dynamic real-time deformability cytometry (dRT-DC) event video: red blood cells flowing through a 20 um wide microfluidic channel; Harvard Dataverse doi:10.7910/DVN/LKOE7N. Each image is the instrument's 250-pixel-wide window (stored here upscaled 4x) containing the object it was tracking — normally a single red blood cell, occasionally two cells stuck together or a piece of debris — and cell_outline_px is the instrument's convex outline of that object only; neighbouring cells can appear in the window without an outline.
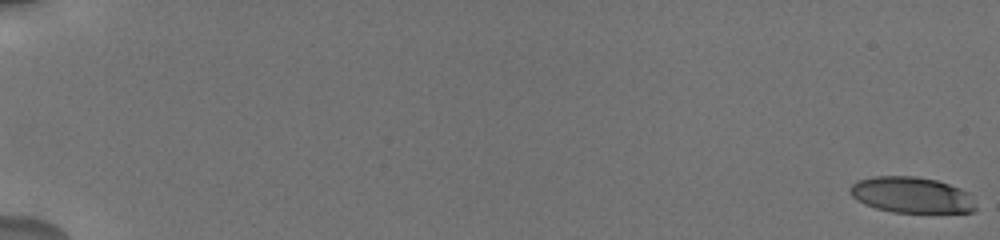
{"species": "human", "species_latin": "Homo sapiens", "temperature_condition": "cold", "stored_images_in_passage": 47, "camera_frame_rate_fps": 3000, "um_per_image_px": 0.085, "donor": {"sex": "male"}, "frame": {"image": 1, "passage_image": 1, "time_ms": 0.0, "image_size_px": [1000, 240], "cell_outline_px": [[976, 208], [972, 212], [892, 212], [876, 208], [864, 204], [856, 200], [848, 192], [848, 188], [856, 180], [872, 176], [916, 176], [936, 180], [960, 188], [968, 192], [976, 204]], "centroid_in_image_um": [77.44, 16.56], "position_along_channel_um": 7.6, "area_um2": 26.53}}
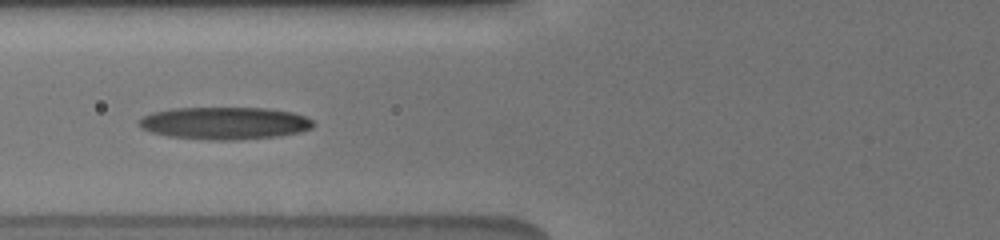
{"frame": {"image": 2, "passage_image": 21, "time_ms": 8.333, "image_size_px": [1000, 240], "cell_outline_px": [[316, 124], [312, 128], [300, 132], [280, 136], [240, 140], [212, 140], [168, 136], [152, 132], [140, 128], [140, 120], [144, 116], [152, 112], [172, 108], [268, 108], [292, 112], [304, 116], [312, 120]], "centroid_in_image_um": [19.13, 10.47], "position_along_channel_um": 106.7, "area_um2": 33.0}}
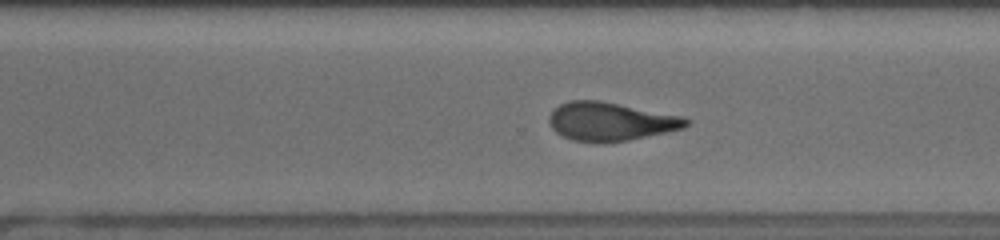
{"frame": {"image": 3, "passage_image": 33, "time_ms": 14.0, "image_size_px": [1000, 240], "cell_outline_px": [[688, 124], [684, 128], [668, 132], [628, 140], [572, 140], [556, 132], [552, 128], [548, 120], [548, 116], [560, 104], [568, 100], [600, 100], [684, 116], [688, 120]], "centroid_in_image_um": [51.91, 10.29], "position_along_channel_um": 318.7, "area_um2": 30.17}, "authors_computed_cell_mechanics": {"area_um2": 30.1138, "velocity_mm_per_s": 3.7508, "shape_relaxation_time_tau1_ms": null, "shape_relaxation_time_tau2_ms": 2.9706, "deformation_change_tau1": null, "deformation_change_tau2": 0.1177}}